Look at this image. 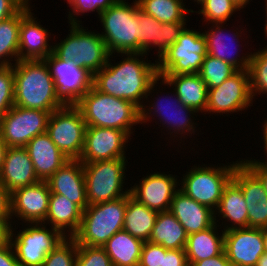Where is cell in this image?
<instances>
[{"label":"cell","mask_w":267,"mask_h":266,"mask_svg":"<svg viewBox=\"0 0 267 266\" xmlns=\"http://www.w3.org/2000/svg\"><path fill=\"white\" fill-rule=\"evenodd\" d=\"M126 162L129 163L126 158H115L82 163L88 205L115 200L130 193V188L124 189Z\"/></svg>","instance_id":"ba28073f"},{"label":"cell","mask_w":267,"mask_h":266,"mask_svg":"<svg viewBox=\"0 0 267 266\" xmlns=\"http://www.w3.org/2000/svg\"><path fill=\"white\" fill-rule=\"evenodd\" d=\"M224 252L233 266H255L265 253L261 228L224 231Z\"/></svg>","instance_id":"d6986e66"},{"label":"cell","mask_w":267,"mask_h":266,"mask_svg":"<svg viewBox=\"0 0 267 266\" xmlns=\"http://www.w3.org/2000/svg\"><path fill=\"white\" fill-rule=\"evenodd\" d=\"M187 255L185 249H167L163 255L162 266H187Z\"/></svg>","instance_id":"bcb514c9"},{"label":"cell","mask_w":267,"mask_h":266,"mask_svg":"<svg viewBox=\"0 0 267 266\" xmlns=\"http://www.w3.org/2000/svg\"><path fill=\"white\" fill-rule=\"evenodd\" d=\"M232 180L241 188L247 203L248 227H267V193L260 179L240 160Z\"/></svg>","instance_id":"7402d4cb"},{"label":"cell","mask_w":267,"mask_h":266,"mask_svg":"<svg viewBox=\"0 0 267 266\" xmlns=\"http://www.w3.org/2000/svg\"><path fill=\"white\" fill-rule=\"evenodd\" d=\"M177 175L150 173L130 187L131 196L156 212L169 211L175 193L180 189Z\"/></svg>","instance_id":"e0dca14e"},{"label":"cell","mask_w":267,"mask_h":266,"mask_svg":"<svg viewBox=\"0 0 267 266\" xmlns=\"http://www.w3.org/2000/svg\"><path fill=\"white\" fill-rule=\"evenodd\" d=\"M160 80L161 86L165 85L174 90L183 105L193 108L199 114H207L208 88L198 73L162 75Z\"/></svg>","instance_id":"83f0119b"},{"label":"cell","mask_w":267,"mask_h":266,"mask_svg":"<svg viewBox=\"0 0 267 266\" xmlns=\"http://www.w3.org/2000/svg\"><path fill=\"white\" fill-rule=\"evenodd\" d=\"M133 2L130 4L126 0H118L98 16L103 27L99 34L110 54L117 53L118 56L119 53H138L140 7L137 0Z\"/></svg>","instance_id":"5b68a950"},{"label":"cell","mask_w":267,"mask_h":266,"mask_svg":"<svg viewBox=\"0 0 267 266\" xmlns=\"http://www.w3.org/2000/svg\"><path fill=\"white\" fill-rule=\"evenodd\" d=\"M75 266H113L103 247L78 245Z\"/></svg>","instance_id":"7bdbcfd3"},{"label":"cell","mask_w":267,"mask_h":266,"mask_svg":"<svg viewBox=\"0 0 267 266\" xmlns=\"http://www.w3.org/2000/svg\"><path fill=\"white\" fill-rule=\"evenodd\" d=\"M30 6L21 8L18 60H44L53 53L54 44H49V37L54 34L40 25Z\"/></svg>","instance_id":"44dd1931"},{"label":"cell","mask_w":267,"mask_h":266,"mask_svg":"<svg viewBox=\"0 0 267 266\" xmlns=\"http://www.w3.org/2000/svg\"><path fill=\"white\" fill-rule=\"evenodd\" d=\"M52 112L12 106L0 118L1 139L8 147H25L35 136L46 133Z\"/></svg>","instance_id":"4fadbf2b"},{"label":"cell","mask_w":267,"mask_h":266,"mask_svg":"<svg viewBox=\"0 0 267 266\" xmlns=\"http://www.w3.org/2000/svg\"><path fill=\"white\" fill-rule=\"evenodd\" d=\"M0 218L11 219L10 192L0 183Z\"/></svg>","instance_id":"681fc988"},{"label":"cell","mask_w":267,"mask_h":266,"mask_svg":"<svg viewBox=\"0 0 267 266\" xmlns=\"http://www.w3.org/2000/svg\"><path fill=\"white\" fill-rule=\"evenodd\" d=\"M87 126L114 128L134 136L140 108L131 101L104 94L94 86L75 104ZM134 130V131H133Z\"/></svg>","instance_id":"3957f363"},{"label":"cell","mask_w":267,"mask_h":266,"mask_svg":"<svg viewBox=\"0 0 267 266\" xmlns=\"http://www.w3.org/2000/svg\"><path fill=\"white\" fill-rule=\"evenodd\" d=\"M220 226L215 223L206 230L188 235L185 253L189 265L216 257L224 251V231L218 233V229L223 228Z\"/></svg>","instance_id":"4dcf8cb0"},{"label":"cell","mask_w":267,"mask_h":266,"mask_svg":"<svg viewBox=\"0 0 267 266\" xmlns=\"http://www.w3.org/2000/svg\"><path fill=\"white\" fill-rule=\"evenodd\" d=\"M236 71L234 67L225 61L207 54L198 74L205 82L207 88L210 89L220 86Z\"/></svg>","instance_id":"74e56055"},{"label":"cell","mask_w":267,"mask_h":266,"mask_svg":"<svg viewBox=\"0 0 267 266\" xmlns=\"http://www.w3.org/2000/svg\"><path fill=\"white\" fill-rule=\"evenodd\" d=\"M186 0H137L142 11L161 23L188 21L187 13H193L184 3ZM187 18V19H186Z\"/></svg>","instance_id":"e575fe53"},{"label":"cell","mask_w":267,"mask_h":266,"mask_svg":"<svg viewBox=\"0 0 267 266\" xmlns=\"http://www.w3.org/2000/svg\"><path fill=\"white\" fill-rule=\"evenodd\" d=\"M38 181L40 180L26 148L9 147L0 173V183L12 193L17 188L26 187Z\"/></svg>","instance_id":"d4e9b609"},{"label":"cell","mask_w":267,"mask_h":266,"mask_svg":"<svg viewBox=\"0 0 267 266\" xmlns=\"http://www.w3.org/2000/svg\"><path fill=\"white\" fill-rule=\"evenodd\" d=\"M248 70H237L220 86L208 89L206 112L229 115L253 106Z\"/></svg>","instance_id":"5bb4252c"},{"label":"cell","mask_w":267,"mask_h":266,"mask_svg":"<svg viewBox=\"0 0 267 266\" xmlns=\"http://www.w3.org/2000/svg\"><path fill=\"white\" fill-rule=\"evenodd\" d=\"M240 9H244L248 4H250V0H232Z\"/></svg>","instance_id":"11a10c76"},{"label":"cell","mask_w":267,"mask_h":266,"mask_svg":"<svg viewBox=\"0 0 267 266\" xmlns=\"http://www.w3.org/2000/svg\"><path fill=\"white\" fill-rule=\"evenodd\" d=\"M240 161L231 162L227 165L195 164L188 172L183 174L179 185L180 190L198 203L216 210L222 197L225 186L232 179L236 165ZM219 166V167H218Z\"/></svg>","instance_id":"9c48e42d"},{"label":"cell","mask_w":267,"mask_h":266,"mask_svg":"<svg viewBox=\"0 0 267 266\" xmlns=\"http://www.w3.org/2000/svg\"><path fill=\"white\" fill-rule=\"evenodd\" d=\"M192 266H233L227 259L225 252L223 251L220 255L204 259L201 261H196Z\"/></svg>","instance_id":"f907efd6"},{"label":"cell","mask_w":267,"mask_h":266,"mask_svg":"<svg viewBox=\"0 0 267 266\" xmlns=\"http://www.w3.org/2000/svg\"><path fill=\"white\" fill-rule=\"evenodd\" d=\"M0 266H20L10 240L0 246Z\"/></svg>","instance_id":"7dc6e473"},{"label":"cell","mask_w":267,"mask_h":266,"mask_svg":"<svg viewBox=\"0 0 267 266\" xmlns=\"http://www.w3.org/2000/svg\"><path fill=\"white\" fill-rule=\"evenodd\" d=\"M167 249L162 245L145 241L141 251L139 266H162Z\"/></svg>","instance_id":"ee69618b"},{"label":"cell","mask_w":267,"mask_h":266,"mask_svg":"<svg viewBox=\"0 0 267 266\" xmlns=\"http://www.w3.org/2000/svg\"><path fill=\"white\" fill-rule=\"evenodd\" d=\"M159 81H160V77H158L149 87L148 94L146 96L145 101L147 100L146 102H149L151 105L146 103V104H143V106L140 108L141 124H143V123L146 124L148 122L147 125H149L150 121H153V119L155 117L156 118L159 117L158 121H156V118L154 119L155 124H158L160 122L159 124H162L161 130L165 129L166 132L168 131L167 135L170 134L169 138L172 139L173 137L174 138L178 137V138H181L182 140L187 139L186 137H188V136H190V138H191L192 133L194 135L195 132L197 131V129H196L197 126H195V125H197V123L194 120L195 119L194 116L195 115L198 116V112L191 107L183 105L179 101V98L175 94L174 90L172 91L173 94H172V92H170L171 95H169L170 93L168 92V94L166 93V95L163 97L159 96L158 93H161V94L163 93L161 91L159 92V90L157 92V86L159 85ZM157 83H158V85H157ZM154 92L156 93V95L158 94L157 97H154V96H156V95H154ZM152 93H153V95H152ZM150 95H152V96L150 97ZM148 96L150 98L153 97L154 101L151 100V102H150V100H149L150 98H148ZM161 97L163 98V100ZM149 119H151V120H149ZM188 133H189V135H188Z\"/></svg>","instance_id":"277c9868"},{"label":"cell","mask_w":267,"mask_h":266,"mask_svg":"<svg viewBox=\"0 0 267 266\" xmlns=\"http://www.w3.org/2000/svg\"><path fill=\"white\" fill-rule=\"evenodd\" d=\"M14 106L13 65L0 66V118Z\"/></svg>","instance_id":"b9f144b4"},{"label":"cell","mask_w":267,"mask_h":266,"mask_svg":"<svg viewBox=\"0 0 267 266\" xmlns=\"http://www.w3.org/2000/svg\"><path fill=\"white\" fill-rule=\"evenodd\" d=\"M255 266H267V253H264Z\"/></svg>","instance_id":"9f6ffc18"},{"label":"cell","mask_w":267,"mask_h":266,"mask_svg":"<svg viewBox=\"0 0 267 266\" xmlns=\"http://www.w3.org/2000/svg\"><path fill=\"white\" fill-rule=\"evenodd\" d=\"M131 139L126 131L120 129L87 126L83 151L78 160L81 163H91L126 158V145Z\"/></svg>","instance_id":"2e32d148"},{"label":"cell","mask_w":267,"mask_h":266,"mask_svg":"<svg viewBox=\"0 0 267 266\" xmlns=\"http://www.w3.org/2000/svg\"><path fill=\"white\" fill-rule=\"evenodd\" d=\"M138 20V53L149 55L150 50L158 48L156 50L158 59L177 41L188 23L186 21L161 23L140 8L138 9Z\"/></svg>","instance_id":"ac0fdd59"},{"label":"cell","mask_w":267,"mask_h":266,"mask_svg":"<svg viewBox=\"0 0 267 266\" xmlns=\"http://www.w3.org/2000/svg\"><path fill=\"white\" fill-rule=\"evenodd\" d=\"M23 6L24 5H28V4H30L31 2V0H18Z\"/></svg>","instance_id":"91938a15"},{"label":"cell","mask_w":267,"mask_h":266,"mask_svg":"<svg viewBox=\"0 0 267 266\" xmlns=\"http://www.w3.org/2000/svg\"><path fill=\"white\" fill-rule=\"evenodd\" d=\"M266 160L241 159V161L260 179L267 193V158Z\"/></svg>","instance_id":"f6af8a7d"},{"label":"cell","mask_w":267,"mask_h":266,"mask_svg":"<svg viewBox=\"0 0 267 266\" xmlns=\"http://www.w3.org/2000/svg\"><path fill=\"white\" fill-rule=\"evenodd\" d=\"M22 7L18 0H0V21L14 16Z\"/></svg>","instance_id":"c3c4849f"},{"label":"cell","mask_w":267,"mask_h":266,"mask_svg":"<svg viewBox=\"0 0 267 266\" xmlns=\"http://www.w3.org/2000/svg\"><path fill=\"white\" fill-rule=\"evenodd\" d=\"M46 182L51 193L65 196L82 211L88 207L84 169L79 160H69Z\"/></svg>","instance_id":"cb8c5ba5"},{"label":"cell","mask_w":267,"mask_h":266,"mask_svg":"<svg viewBox=\"0 0 267 266\" xmlns=\"http://www.w3.org/2000/svg\"><path fill=\"white\" fill-rule=\"evenodd\" d=\"M50 194L46 181L15 189L10 193L11 220L16 217L22 223H43L48 212Z\"/></svg>","instance_id":"ffe728a7"},{"label":"cell","mask_w":267,"mask_h":266,"mask_svg":"<svg viewBox=\"0 0 267 266\" xmlns=\"http://www.w3.org/2000/svg\"><path fill=\"white\" fill-rule=\"evenodd\" d=\"M214 212L215 223L220 224L221 218L222 221L228 222H224V224L222 222L221 225H224L223 231L235 228H248L247 203L241 188L232 179L225 186L219 205Z\"/></svg>","instance_id":"f1b7e54d"},{"label":"cell","mask_w":267,"mask_h":266,"mask_svg":"<svg viewBox=\"0 0 267 266\" xmlns=\"http://www.w3.org/2000/svg\"><path fill=\"white\" fill-rule=\"evenodd\" d=\"M8 148L9 147L5 144V142L1 139V136H0V173H1L2 168H3L5 155H6Z\"/></svg>","instance_id":"f5cc1de1"},{"label":"cell","mask_w":267,"mask_h":266,"mask_svg":"<svg viewBox=\"0 0 267 266\" xmlns=\"http://www.w3.org/2000/svg\"><path fill=\"white\" fill-rule=\"evenodd\" d=\"M40 181H47L69 159L47 133L35 136L25 146Z\"/></svg>","instance_id":"4316f807"},{"label":"cell","mask_w":267,"mask_h":266,"mask_svg":"<svg viewBox=\"0 0 267 266\" xmlns=\"http://www.w3.org/2000/svg\"><path fill=\"white\" fill-rule=\"evenodd\" d=\"M158 212L139 203L131 194L127 195V206L123 230L133 237L149 241Z\"/></svg>","instance_id":"836d02e7"},{"label":"cell","mask_w":267,"mask_h":266,"mask_svg":"<svg viewBox=\"0 0 267 266\" xmlns=\"http://www.w3.org/2000/svg\"><path fill=\"white\" fill-rule=\"evenodd\" d=\"M144 241L121 230L102 246L113 266H139Z\"/></svg>","instance_id":"1f68e13d"},{"label":"cell","mask_w":267,"mask_h":266,"mask_svg":"<svg viewBox=\"0 0 267 266\" xmlns=\"http://www.w3.org/2000/svg\"><path fill=\"white\" fill-rule=\"evenodd\" d=\"M224 25L225 23H212V26H209L210 28L207 27L208 30L207 31L205 30L203 32L207 42V52H208L207 54L225 61L226 63L234 67L236 70H248L251 53L250 52L248 53L247 51L246 54L245 53L243 54L244 56L243 55L241 56V53L239 55L238 53L239 51L237 50V48L235 49V46L242 47V44L240 45L238 44L240 42L239 38L241 39L242 42L243 38L242 35L244 36L246 35V33L239 26L238 28H240V30L237 27H235L236 30L233 29L232 32L230 31V34L229 33L227 34L226 32H224V29L226 28L224 27ZM231 34L232 36H230ZM231 43L232 44L237 43V44L233 48V45ZM231 47L234 50H237L235 51L234 54L232 53L233 49Z\"/></svg>","instance_id":"603a6c76"},{"label":"cell","mask_w":267,"mask_h":266,"mask_svg":"<svg viewBox=\"0 0 267 266\" xmlns=\"http://www.w3.org/2000/svg\"><path fill=\"white\" fill-rule=\"evenodd\" d=\"M14 223L18 225L14 219L10 242L20 266H42L46 256L65 239L58 230L51 226L48 229L45 223H23L19 232L15 231Z\"/></svg>","instance_id":"8fae6325"},{"label":"cell","mask_w":267,"mask_h":266,"mask_svg":"<svg viewBox=\"0 0 267 266\" xmlns=\"http://www.w3.org/2000/svg\"><path fill=\"white\" fill-rule=\"evenodd\" d=\"M20 23L21 9L0 21V66L14 65L18 61Z\"/></svg>","instance_id":"d590c367"},{"label":"cell","mask_w":267,"mask_h":266,"mask_svg":"<svg viewBox=\"0 0 267 266\" xmlns=\"http://www.w3.org/2000/svg\"><path fill=\"white\" fill-rule=\"evenodd\" d=\"M11 219L0 218V246L5 245L10 240Z\"/></svg>","instance_id":"816d5d0a"},{"label":"cell","mask_w":267,"mask_h":266,"mask_svg":"<svg viewBox=\"0 0 267 266\" xmlns=\"http://www.w3.org/2000/svg\"><path fill=\"white\" fill-rule=\"evenodd\" d=\"M57 95L65 104L75 105L93 86V74L54 52L46 57Z\"/></svg>","instance_id":"9a60e30c"},{"label":"cell","mask_w":267,"mask_h":266,"mask_svg":"<svg viewBox=\"0 0 267 266\" xmlns=\"http://www.w3.org/2000/svg\"><path fill=\"white\" fill-rule=\"evenodd\" d=\"M77 250V242L65 238L46 256L42 266H75Z\"/></svg>","instance_id":"ab89813d"},{"label":"cell","mask_w":267,"mask_h":266,"mask_svg":"<svg viewBox=\"0 0 267 266\" xmlns=\"http://www.w3.org/2000/svg\"><path fill=\"white\" fill-rule=\"evenodd\" d=\"M118 0H67L70 10L67 16L68 22L82 23L77 17L81 14L97 12L98 16L103 10L108 9L110 6L114 5ZM86 12V13H85Z\"/></svg>","instance_id":"60d3db41"},{"label":"cell","mask_w":267,"mask_h":266,"mask_svg":"<svg viewBox=\"0 0 267 266\" xmlns=\"http://www.w3.org/2000/svg\"><path fill=\"white\" fill-rule=\"evenodd\" d=\"M248 73L250 93L252 98L256 99V95H261L267 90V45L251 52Z\"/></svg>","instance_id":"8d00e7d4"},{"label":"cell","mask_w":267,"mask_h":266,"mask_svg":"<svg viewBox=\"0 0 267 266\" xmlns=\"http://www.w3.org/2000/svg\"><path fill=\"white\" fill-rule=\"evenodd\" d=\"M261 229H262V234L264 238V250H265V253H267V227L261 228Z\"/></svg>","instance_id":"6f0895ef"},{"label":"cell","mask_w":267,"mask_h":266,"mask_svg":"<svg viewBox=\"0 0 267 266\" xmlns=\"http://www.w3.org/2000/svg\"><path fill=\"white\" fill-rule=\"evenodd\" d=\"M188 234L170 211L159 212L149 241L166 249H185Z\"/></svg>","instance_id":"d6a6232c"},{"label":"cell","mask_w":267,"mask_h":266,"mask_svg":"<svg viewBox=\"0 0 267 266\" xmlns=\"http://www.w3.org/2000/svg\"><path fill=\"white\" fill-rule=\"evenodd\" d=\"M263 131V138L261 137V139H263V143H264V147L265 148L264 151V155L267 156V118L264 120V125L262 124V130Z\"/></svg>","instance_id":"db71d44e"},{"label":"cell","mask_w":267,"mask_h":266,"mask_svg":"<svg viewBox=\"0 0 267 266\" xmlns=\"http://www.w3.org/2000/svg\"><path fill=\"white\" fill-rule=\"evenodd\" d=\"M187 234L197 233L215 224V212L187 196L180 189L175 193L170 210Z\"/></svg>","instance_id":"484cf974"},{"label":"cell","mask_w":267,"mask_h":266,"mask_svg":"<svg viewBox=\"0 0 267 266\" xmlns=\"http://www.w3.org/2000/svg\"><path fill=\"white\" fill-rule=\"evenodd\" d=\"M13 71L15 106L55 111L66 105L57 95L45 60H18Z\"/></svg>","instance_id":"7a4b0ae2"},{"label":"cell","mask_w":267,"mask_h":266,"mask_svg":"<svg viewBox=\"0 0 267 266\" xmlns=\"http://www.w3.org/2000/svg\"><path fill=\"white\" fill-rule=\"evenodd\" d=\"M207 53L203 32L186 27L177 41L156 59L158 76L199 73Z\"/></svg>","instance_id":"30bf717a"},{"label":"cell","mask_w":267,"mask_h":266,"mask_svg":"<svg viewBox=\"0 0 267 266\" xmlns=\"http://www.w3.org/2000/svg\"><path fill=\"white\" fill-rule=\"evenodd\" d=\"M194 3L196 2L197 5L199 6L200 4H202L205 0H192Z\"/></svg>","instance_id":"94428289"},{"label":"cell","mask_w":267,"mask_h":266,"mask_svg":"<svg viewBox=\"0 0 267 266\" xmlns=\"http://www.w3.org/2000/svg\"><path fill=\"white\" fill-rule=\"evenodd\" d=\"M127 195L115 200L88 205L82 212L77 245L102 247L116 232L123 230Z\"/></svg>","instance_id":"8992f818"},{"label":"cell","mask_w":267,"mask_h":266,"mask_svg":"<svg viewBox=\"0 0 267 266\" xmlns=\"http://www.w3.org/2000/svg\"><path fill=\"white\" fill-rule=\"evenodd\" d=\"M80 24L69 22V34L60 42L52 43L55 44L53 52L59 58L71 60L94 75L106 65L110 53L97 31L85 29Z\"/></svg>","instance_id":"52a82bcc"},{"label":"cell","mask_w":267,"mask_h":266,"mask_svg":"<svg viewBox=\"0 0 267 266\" xmlns=\"http://www.w3.org/2000/svg\"><path fill=\"white\" fill-rule=\"evenodd\" d=\"M265 3H266V4H265V12H266V13H265V14H266V15H265V16H266V17H265V19H266L265 22H266V23H265V25H264V26H265V27H264V30H265V31H264L265 33H264V34H265V36H266V38H267V0H265Z\"/></svg>","instance_id":"680465c9"},{"label":"cell","mask_w":267,"mask_h":266,"mask_svg":"<svg viewBox=\"0 0 267 266\" xmlns=\"http://www.w3.org/2000/svg\"><path fill=\"white\" fill-rule=\"evenodd\" d=\"M241 9L232 0H205L200 4L197 12L203 16V22L206 25L212 23H225L230 20L234 13H238Z\"/></svg>","instance_id":"f35d334b"},{"label":"cell","mask_w":267,"mask_h":266,"mask_svg":"<svg viewBox=\"0 0 267 266\" xmlns=\"http://www.w3.org/2000/svg\"><path fill=\"white\" fill-rule=\"evenodd\" d=\"M120 55L124 58L114 64L111 62L114 55H109L106 65L93 75V86L104 94L131 101L141 108L146 103L150 85L159 77L157 61H148L144 53Z\"/></svg>","instance_id":"6da1fadb"},{"label":"cell","mask_w":267,"mask_h":266,"mask_svg":"<svg viewBox=\"0 0 267 266\" xmlns=\"http://www.w3.org/2000/svg\"><path fill=\"white\" fill-rule=\"evenodd\" d=\"M82 210L61 194L51 193L46 219L43 223L58 230L65 238H72L78 231Z\"/></svg>","instance_id":"f546056e"},{"label":"cell","mask_w":267,"mask_h":266,"mask_svg":"<svg viewBox=\"0 0 267 266\" xmlns=\"http://www.w3.org/2000/svg\"><path fill=\"white\" fill-rule=\"evenodd\" d=\"M86 127L81 111L75 105L66 104L50 114L46 133L69 160H78Z\"/></svg>","instance_id":"7c38bea8"}]
</instances>
